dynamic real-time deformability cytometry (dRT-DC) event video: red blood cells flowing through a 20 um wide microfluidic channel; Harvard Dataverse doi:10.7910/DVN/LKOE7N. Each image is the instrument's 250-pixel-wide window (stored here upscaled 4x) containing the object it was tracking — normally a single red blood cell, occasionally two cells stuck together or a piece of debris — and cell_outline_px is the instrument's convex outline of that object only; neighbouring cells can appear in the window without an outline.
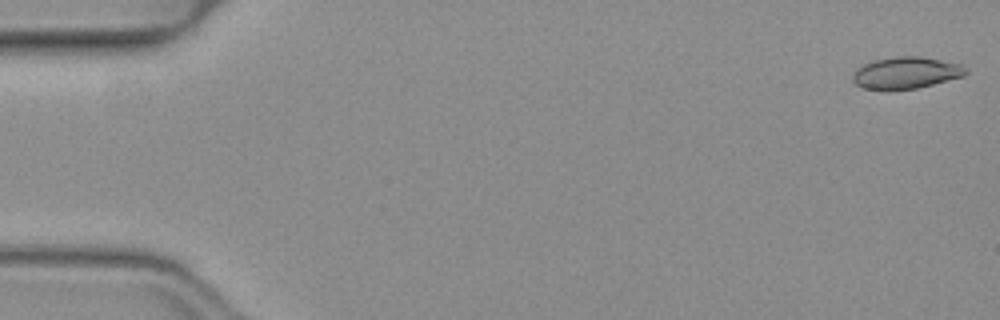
{"species": "common noctule bat (a hibernating species)", "species_latin": "Nyctalus noctula", "temperature_condition": "warm", "stored_images_in_passage": 48, "camera_frame_rate_fps": 3000, "um_per_image_px": 0.085, "animal": {"sex": "female", "body_mass_g": 19.3, "forearm_length_mm": 54.1}, "frame": {"image": 1, "passage_image": 1, "time_ms": 0.0, "image_size_px": [1000, 320], "cell_outline_px": [[968, 72], [964, 76], [916, 88], [884, 92], [860, 88], [852, 80], [852, 76], [856, 68], [872, 60], [896, 56], [920, 56], [960, 64]], "centroid_in_image_um": [76.92, 6.22], "position_along_channel_um": 8.1, "area_um2": 21.33}}
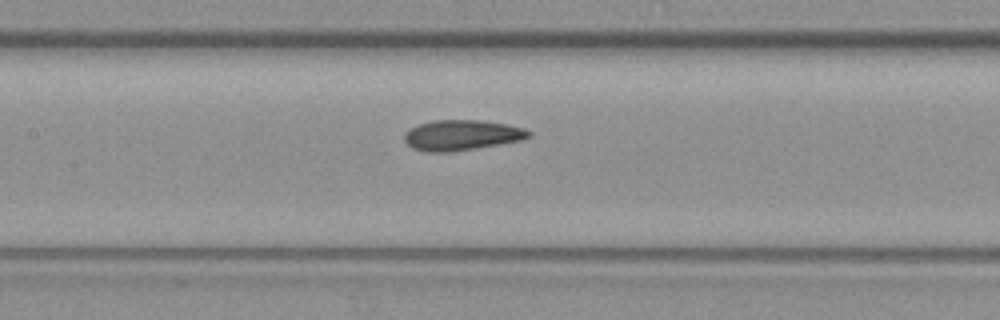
{"frame": {"image": 2, "passage_image": 24, "time_ms": 7.667, "image_size_px": [1000, 320], "cell_outline_px": [[532, 136], [520, 140], [448, 152], [428, 152], [412, 148], [404, 140], [404, 136], [412, 128], [420, 124], [432, 120], [480, 120], [504, 124], [524, 128], [532, 132]], "centroid_in_image_um": [39.24, 11.48], "position_along_channel_um": 168.2, "area_um2": 21.56}}
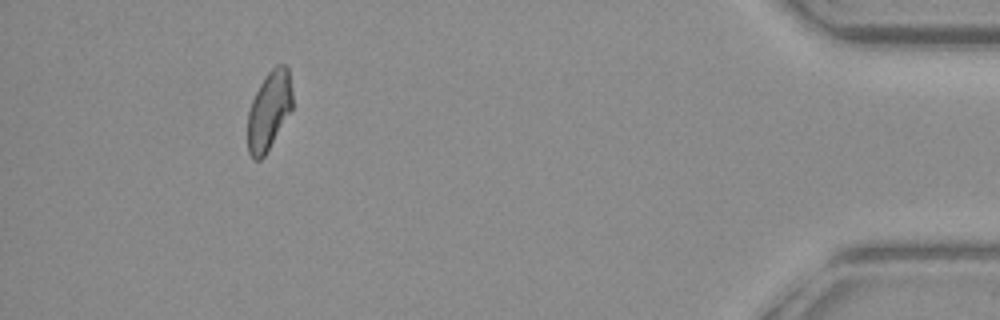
{"frame": {"image": 3, "passage_image": 47, "time_ms": 15.333, "image_size_px": [1000, 320], "cell_outline_px": [[292, 108], [264, 156], [260, 160], [252, 160], [248, 152], [248, 112], [252, 100], [260, 84], [268, 72], [276, 64], [288, 64], [292, 92]], "centroid_in_image_um": [22.86, 9.37], "position_along_channel_um": 412.3, "area_um2": 20.4}}